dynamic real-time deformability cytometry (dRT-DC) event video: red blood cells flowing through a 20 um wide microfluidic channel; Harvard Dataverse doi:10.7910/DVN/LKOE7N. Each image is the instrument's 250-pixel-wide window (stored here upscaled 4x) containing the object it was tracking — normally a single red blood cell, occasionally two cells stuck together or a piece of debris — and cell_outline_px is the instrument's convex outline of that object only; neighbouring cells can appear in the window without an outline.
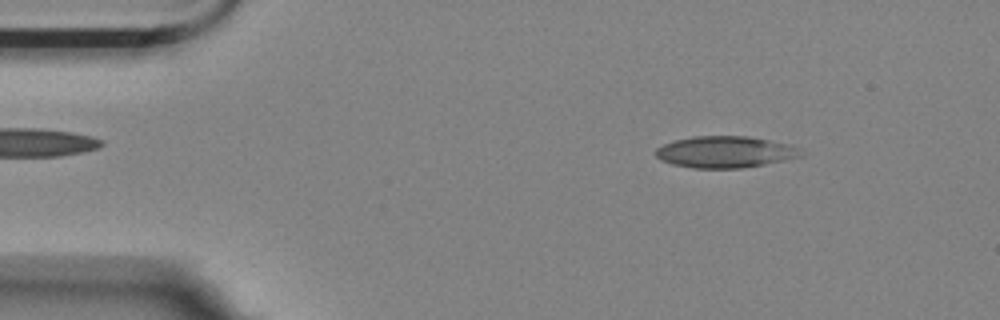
{"species": "Egyptian fruit bat (a non-hibernating species)", "species_latin": "Rousettus aegyptiacus", "temperature_condition": "room temperature", "stored_images_in_passage": 55, "camera_frame_rate_fps": 3000, "um_per_image_px": 0.085, "animal": {"sex": "female"}, "frame": {"image": 1, "passage_image": 7, "time_ms": 2.0, "image_size_px": [1000, 320], "cell_outline_px": [[808, 152], [804, 156], [788, 160], [744, 168], [692, 168], [672, 164], [660, 160], [656, 156], [656, 148], [664, 144], [676, 140], [692, 136], [748, 136], [788, 144]], "centroid_in_image_um": [61.7, 12.92], "position_along_channel_um": 23.3, "area_um2": 26.99}}
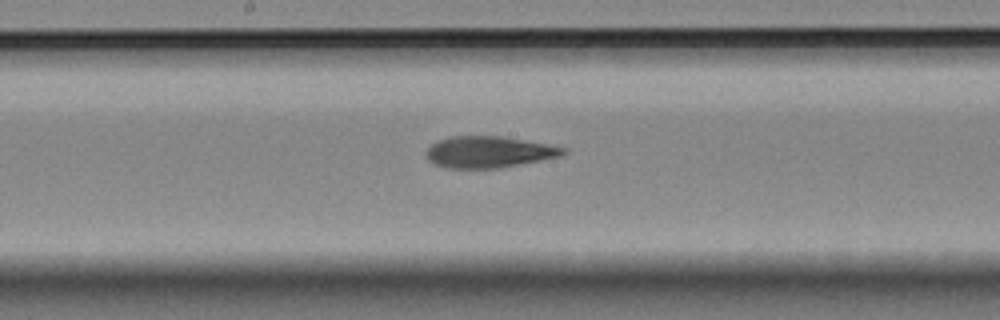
{"frame": {"image": 2, "passage_image": 28, "time_ms": 9.0, "image_size_px": [1000, 320], "cell_outline_px": [[568, 152], [560, 156], [540, 160], [496, 168], [448, 168], [436, 164], [428, 160], [424, 152], [436, 140], [452, 136], [500, 136], [548, 144], [568, 148]], "centroid_in_image_um": [41.53, 12.91], "position_along_channel_um": 206.7, "area_um2": 24.97}}
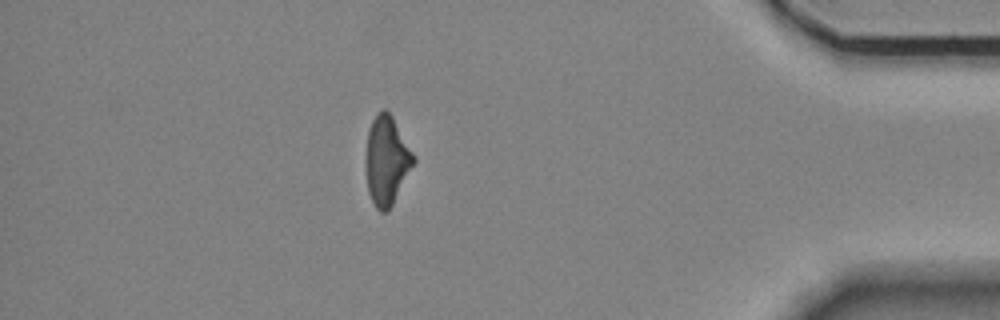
{"frame": {"image": 3, "passage_image": 48, "time_ms": 15.667, "image_size_px": [1000, 320], "cell_outline_px": [[416, 160], [388, 212], [380, 212], [376, 208], [368, 192], [364, 164], [364, 156], [368, 128], [376, 112], [384, 108], [392, 116], [416, 156]], "centroid_in_image_um": [32.83, 13.62], "position_along_channel_um": 402.4, "area_um2": 25.2}, "authors_computed_cell_mechanics": {"area_um2": 25.5476, "velocity_mm_per_s": 3.5561, "shape_relaxation_time_tau1_ms": null, "shape_relaxation_time_tau2_ms": 5.2352, "deformation_change_tau1": null, "deformation_change_tau2": 0.1563}}